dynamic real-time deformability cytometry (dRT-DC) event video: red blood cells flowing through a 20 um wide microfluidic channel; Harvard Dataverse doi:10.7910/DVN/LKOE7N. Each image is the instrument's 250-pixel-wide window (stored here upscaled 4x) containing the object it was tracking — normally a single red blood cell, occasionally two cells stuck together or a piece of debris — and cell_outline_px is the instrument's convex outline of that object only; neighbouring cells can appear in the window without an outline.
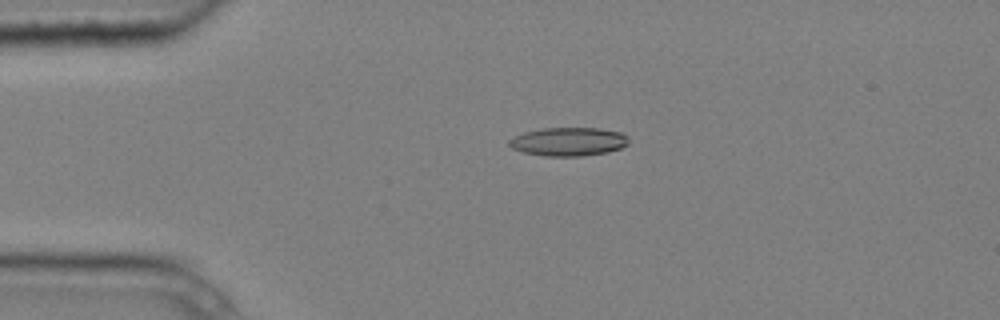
{"species": "common noctule bat (a hibernating species)", "species_latin": "Nyctalus noctula", "temperature_condition": "cold", "stored_images_in_passage": 5, "camera_frame_rate_fps": 3000, "um_per_image_px": 0.085, "animal": {"sex": "male", "body_mass_g": 20.4}, "frame": {"image": 1, "passage_image": 5, "time_ms": 1.333, "image_size_px": [1000, 320], "cell_outline_px": [[628, 144], [620, 148], [608, 152], [580, 156], [544, 156], [524, 152], [512, 148], [508, 144], [508, 140], [524, 132], [544, 128], [600, 128], [620, 132], [628, 136]], "centroid_in_image_um": [48.33, 12.04], "position_along_channel_um": 36.7, "area_um2": 19.83}}